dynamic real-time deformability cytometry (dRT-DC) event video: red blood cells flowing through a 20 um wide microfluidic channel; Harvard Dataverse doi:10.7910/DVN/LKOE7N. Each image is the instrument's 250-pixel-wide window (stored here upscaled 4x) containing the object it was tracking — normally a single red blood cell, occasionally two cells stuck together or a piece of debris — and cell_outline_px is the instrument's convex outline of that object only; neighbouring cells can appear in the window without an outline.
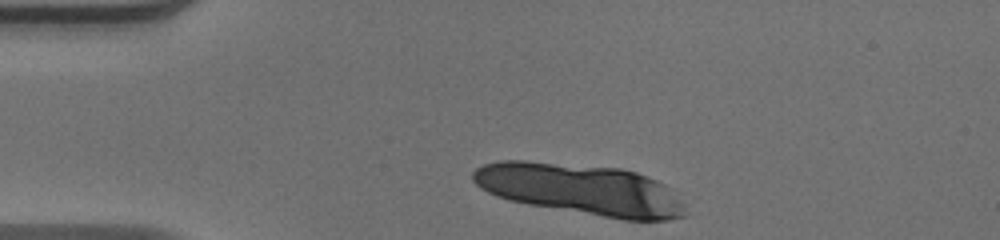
{"species": "human", "species_latin": "Homo sapiens", "temperature_condition": "warm", "stored_images_in_passage": 13, "camera_frame_rate_fps": 3000, "um_per_image_px": 0.085, "donor": {"sex": "male"}, "frame": {"image": 1, "passage_image": 1, "time_ms": 0.0, "image_size_px": [1000, 240], "cell_outline_px": [[684, 216], [668, 220], [624, 220], [528, 204], [508, 200], [496, 196], [480, 188], [472, 180], [472, 172], [476, 168], [484, 164], [500, 160], [524, 160], [620, 168], [636, 172], [648, 176], [672, 188], [684, 204]], "centroid_in_image_um": [49.36, 16.09], "position_along_channel_um": 35.6, "area_um2": 63.35}}
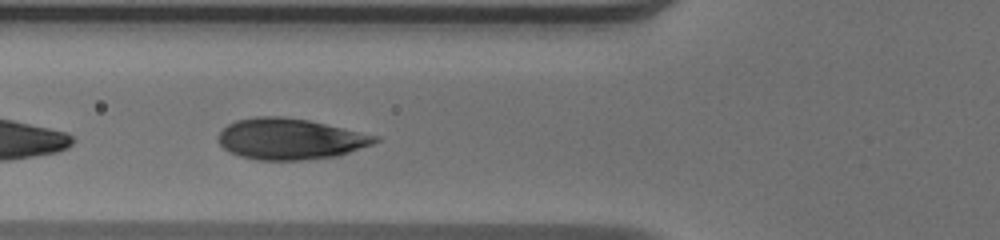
{"frame": {"image": 2, "passage_image": 10, "time_ms": 3.0, "image_size_px": [1000, 240], "cell_outline_px": [[380, 140], [372, 144], [336, 156], [304, 160], [256, 160], [240, 156], [228, 152], [216, 140], [216, 136], [228, 124], [236, 120], [256, 116], [284, 116], [308, 120], [380, 136]], "centroid_in_image_um": [24.62, 11.81], "position_along_channel_um": 101.2, "area_um2": 37.63}}